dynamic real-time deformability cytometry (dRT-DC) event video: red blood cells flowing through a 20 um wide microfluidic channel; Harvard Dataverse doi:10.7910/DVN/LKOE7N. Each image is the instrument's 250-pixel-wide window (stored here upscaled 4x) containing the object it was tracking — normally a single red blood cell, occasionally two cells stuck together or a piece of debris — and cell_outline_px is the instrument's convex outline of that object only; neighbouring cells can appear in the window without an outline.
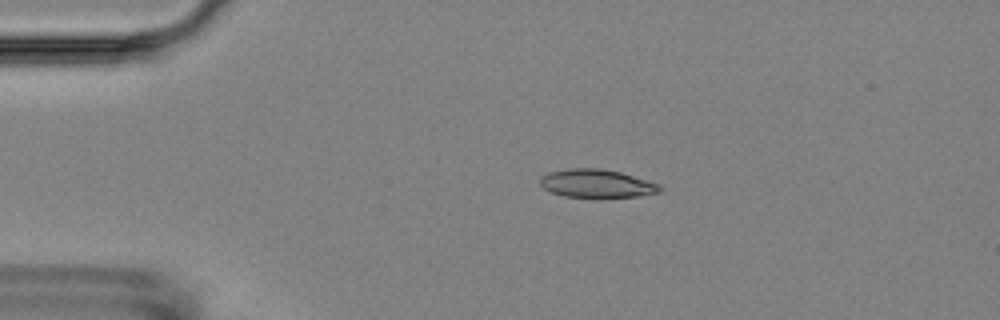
{"species": "Egyptian fruit bat (a non-hibernating species)", "species_latin": "Rousettus aegyptiacus", "temperature_condition": "room temperature", "stored_images_in_passage": 5, "camera_frame_rate_fps": 3000, "um_per_image_px": 0.085, "animal": {"sex": "female"}, "frame": {"image": 1, "passage_image": 3, "time_ms": 2.333, "image_size_px": [1000, 320], "cell_outline_px": [[660, 192], [640, 196], [604, 200], [600, 200], [564, 196], [552, 192], [544, 188], [540, 184], [540, 176], [548, 172], [568, 168], [600, 168], [620, 172], [660, 184]], "centroid_in_image_um": [50.71, 15.64], "position_along_channel_um": 34.3, "area_um2": 20.52}}
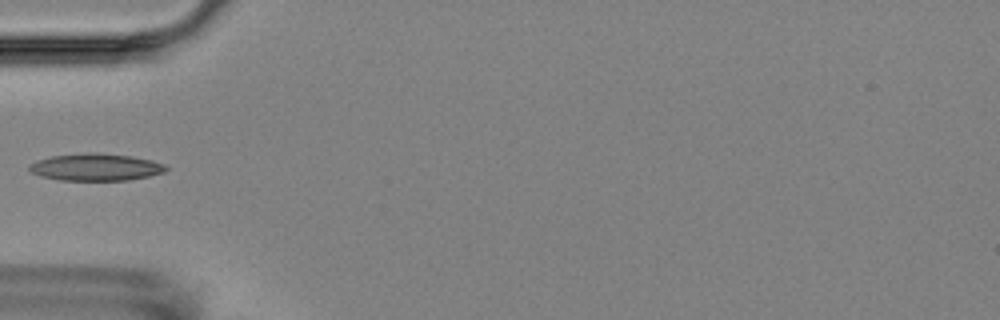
{"frame": {"image": 2, "passage_image": 5, "time_ms": 4.667, "image_size_px": [1000, 320], "cell_outline_px": [[168, 168], [164, 172], [148, 176], [128, 180], [60, 180], [40, 176], [32, 172], [28, 168], [28, 164], [36, 160], [52, 156], [92, 152], [132, 156], [152, 160], [164, 164]], "centroid_in_image_um": [8.12, 14.2], "position_along_channel_um": 76.9, "area_um2": 21.56}}